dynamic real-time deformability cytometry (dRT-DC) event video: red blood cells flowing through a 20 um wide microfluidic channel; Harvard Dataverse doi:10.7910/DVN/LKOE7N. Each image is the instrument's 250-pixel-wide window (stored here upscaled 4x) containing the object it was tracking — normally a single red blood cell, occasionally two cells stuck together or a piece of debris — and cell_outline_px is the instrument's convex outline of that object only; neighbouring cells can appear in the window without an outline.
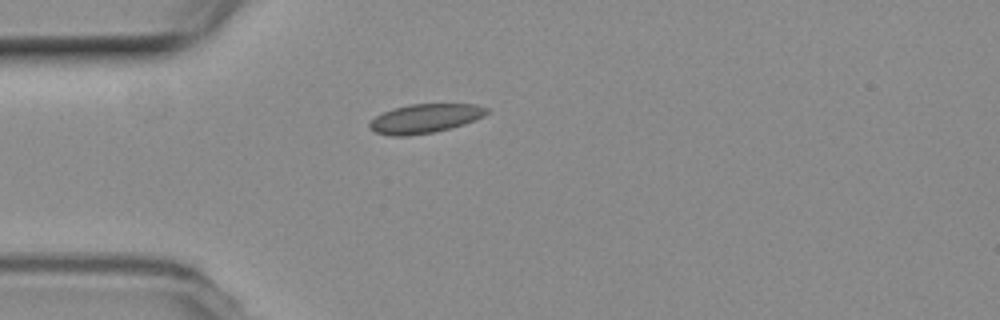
{"species": "common noctule bat (a hibernating species)", "species_latin": "Nyctalus noctula", "temperature_condition": "room temperature", "stored_images_in_passage": 42, "camera_frame_rate_fps": 3000, "um_per_image_px": 0.085, "animal": {"sex": "female", "body_mass_g": 19.3, "forearm_length_mm": 54.1}, "frame": {"image": 1, "passage_image": 1, "time_ms": 0.0, "image_size_px": [1000, 320], "cell_outline_px": [[488, 112], [484, 116], [464, 124], [432, 132], [408, 136], [392, 136], [376, 132], [368, 128], [368, 124], [376, 116], [392, 108], [408, 104], [476, 104], [488, 108]], "centroid_in_image_um": [36.1, 10.06], "position_along_channel_um": 48.9, "area_um2": 19.77}}
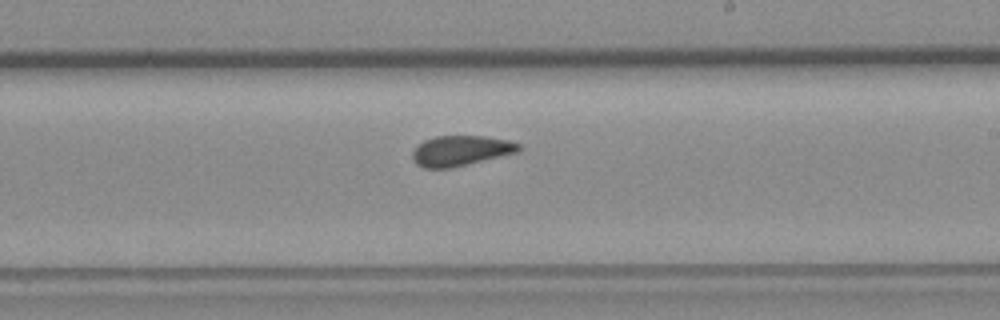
{"frame": {"image": 2, "passage_image": 18, "time_ms": 5.667, "image_size_px": [1000, 320], "cell_outline_px": [[520, 148], [516, 152], [448, 168], [424, 168], [416, 164], [412, 160], [412, 152], [416, 144], [424, 140], [436, 136], [484, 136], [508, 140], [520, 144]], "centroid_in_image_um": [39.08, 12.79], "position_along_channel_um": 249.9, "area_um2": 18.5}}
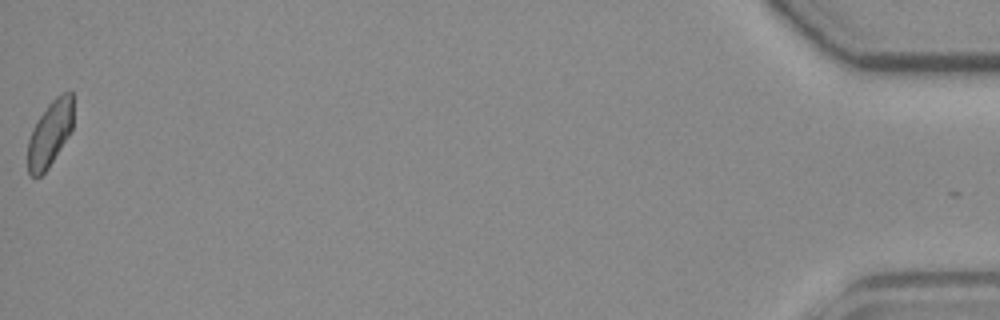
{"frame": {"image": 3, "passage_image": 41, "time_ms": 13.333, "image_size_px": [1000, 320], "cell_outline_px": [[72, 128], [68, 136], [48, 168], [40, 176], [32, 176], [28, 172], [28, 140], [32, 128], [36, 120], [48, 104], [56, 96], [64, 92], [72, 92]], "centroid_in_image_um": [4.22, 11.35], "position_along_channel_um": 431.0, "area_um2": 17.22}, "authors_computed_cell_mechanics": {"area_um2": 18.6983, "velocity_mm_per_s": 3.7418, "shape_relaxation_time_tau1_ms": null, "shape_relaxation_time_tau2_ms": 1.7051, "deformation_change_tau1": null, "deformation_change_tau2": 0.0618}}